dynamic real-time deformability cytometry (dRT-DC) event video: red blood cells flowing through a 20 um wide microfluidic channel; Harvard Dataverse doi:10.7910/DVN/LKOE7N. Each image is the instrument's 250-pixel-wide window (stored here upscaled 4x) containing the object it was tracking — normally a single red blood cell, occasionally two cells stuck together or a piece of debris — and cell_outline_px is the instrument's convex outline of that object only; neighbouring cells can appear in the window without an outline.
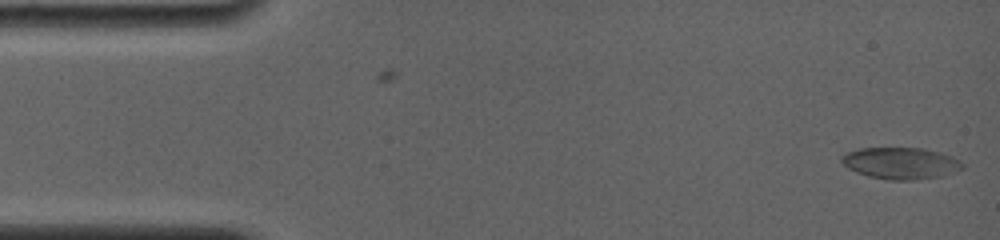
{"species": "common noctule bat (a hibernating species)", "species_latin": "Nyctalus noctula", "temperature_condition": "room temperature", "stored_images_in_passage": 69, "camera_frame_rate_fps": 4000, "um_per_image_px": 0.085, "animal": {"sex": "female", "body_mass_g": 19.0, "forearm_length_mm": 56.7}, "frame": {"image": 1, "passage_image": 1, "time_ms": 0.0, "image_size_px": [1000, 240], "cell_outline_px": [[964, 168], [944, 176], [912, 180], [888, 180], [868, 176], [856, 172], [848, 168], [840, 160], [840, 156], [848, 152], [860, 148], [924, 148], [952, 156], [960, 160], [964, 164]], "centroid_in_image_um": [76.58, 13.88], "position_along_channel_um": 8.4, "area_um2": 22.43}}
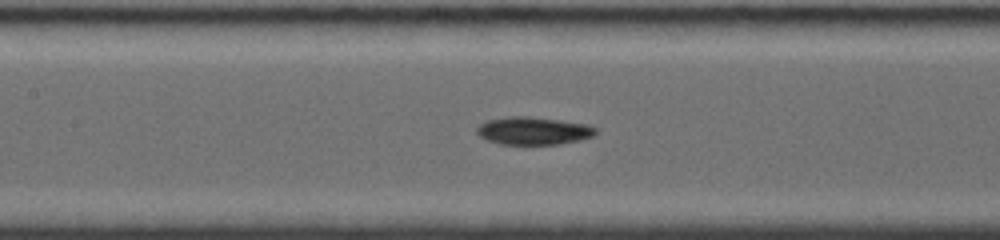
{"frame": {"image": 2, "passage_image": 29, "time_ms": 7.0, "image_size_px": [1000, 240], "cell_outline_px": [[596, 136], [580, 140], [560, 144], [500, 144], [488, 140], [480, 136], [476, 132], [476, 128], [480, 124], [488, 120], [508, 116], [528, 116], [584, 124], [596, 128]], "centroid_in_image_um": [45.33, 11.12], "position_along_channel_um": 162.1, "area_um2": 19.07}}
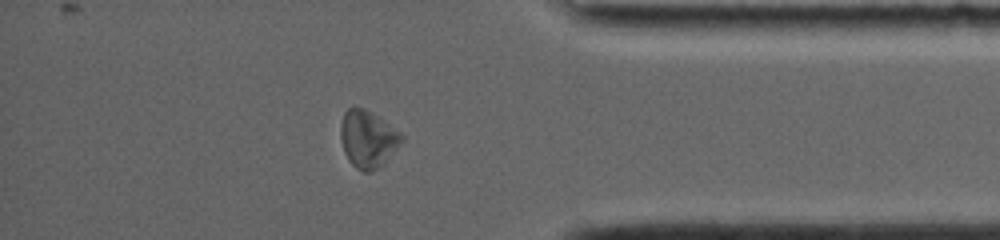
{"frame": {"image": 3, "passage_image": 58, "time_ms": 13.5, "image_size_px": [1000, 240], "cell_outline_px": [[404, 140], [384, 164], [372, 172], [364, 172], [356, 168], [348, 160], [344, 152], [340, 136], [340, 124], [344, 112], [348, 108], [364, 108], [372, 112], [400, 132], [404, 136]], "centroid_in_image_um": [31.26, 11.83], "position_along_channel_um": 403.9, "area_um2": 20.46}, "authors_computed_cell_mechanics": {"area_um2": 19.7098, "velocity_mm_per_s": 3.863, "shape_relaxation_time_tau1_ms": 2.7483, "shape_relaxation_time_tau2_ms": 4.1945, "deformation_change_tau1": 0.1268, "deformation_change_tau2": 0.1256}}